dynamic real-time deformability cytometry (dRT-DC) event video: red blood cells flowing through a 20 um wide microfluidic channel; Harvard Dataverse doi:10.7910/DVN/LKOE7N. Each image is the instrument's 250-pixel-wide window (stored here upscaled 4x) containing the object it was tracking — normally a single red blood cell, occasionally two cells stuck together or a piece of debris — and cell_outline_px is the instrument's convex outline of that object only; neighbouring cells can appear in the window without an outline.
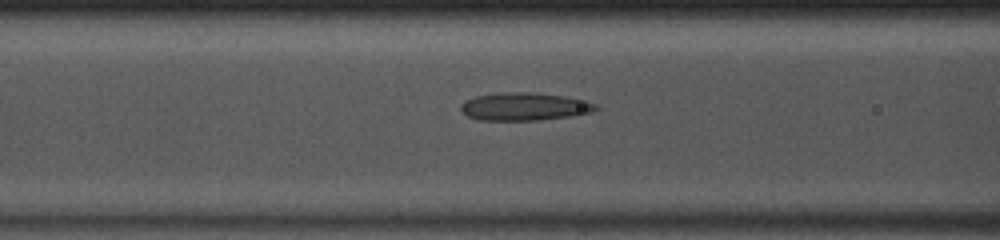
{"species": "common noctule bat (a hibernating species)", "species_latin": "Nyctalus noctula", "temperature_condition": "room temperature", "stored_images_in_passage": 49, "camera_frame_rate_fps": 3000, "um_per_image_px": 0.085, "animal": {"sex": "male", "body_mass_g": 13.0, "forearm_length_mm": 53.1}, "frame": {"image": 1, "passage_image": 20, "time_ms": 6.333, "image_size_px": [1000, 240], "cell_outline_px": [[600, 108], [592, 112], [568, 116], [536, 120], [480, 120], [468, 116], [460, 108], [460, 104], [464, 100], [476, 96], [500, 92], [536, 92], [564, 96], [596, 104]], "centroid_in_image_um": [44.54, 9.05], "position_along_channel_um": 122.1, "area_um2": 21.79}}
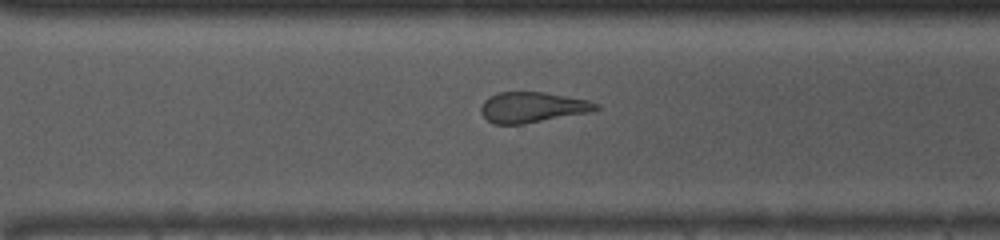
{"frame": {"image": 2, "passage_image": 35, "time_ms": 11.333, "image_size_px": [1000, 240], "cell_outline_px": [[600, 108], [588, 112], [524, 124], [492, 124], [480, 112], [480, 108], [484, 100], [488, 96], [500, 92], [544, 92], [588, 100], [600, 104]], "centroid_in_image_um": [45.22, 9.11], "position_along_channel_um": 325.4, "area_um2": 20.4}}
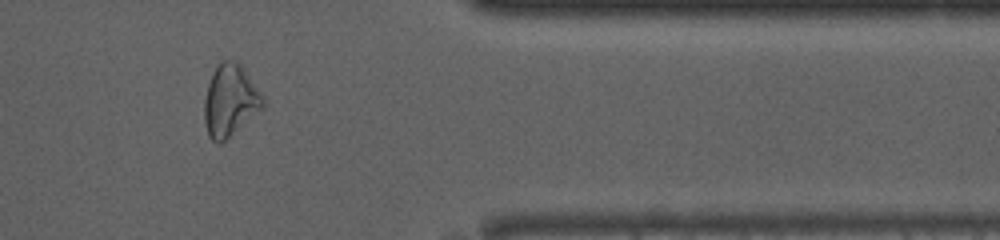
{"frame": {"image": 3, "passage_image": 41, "time_ms": 13.333, "image_size_px": [1000, 240], "cell_outline_px": [[264, 104], [260, 108], [220, 144], [216, 144], [208, 136], [204, 124], [204, 100], [208, 84], [212, 72], [220, 60], [232, 60], [240, 64], [244, 68], [264, 96]], "centroid_in_image_um": [19.52, 8.51], "position_along_channel_um": 391.9, "area_um2": 24.22}, "authors_computed_cell_mechanics": {"area_um2": 22.8888, "velocity_mm_per_s": 4.0674, "shape_relaxation_time_tau1_ms": null, "shape_relaxation_time_tau2_ms": 3.9273, "deformation_change_tau1": null, "deformation_change_tau2": 0.1069}}